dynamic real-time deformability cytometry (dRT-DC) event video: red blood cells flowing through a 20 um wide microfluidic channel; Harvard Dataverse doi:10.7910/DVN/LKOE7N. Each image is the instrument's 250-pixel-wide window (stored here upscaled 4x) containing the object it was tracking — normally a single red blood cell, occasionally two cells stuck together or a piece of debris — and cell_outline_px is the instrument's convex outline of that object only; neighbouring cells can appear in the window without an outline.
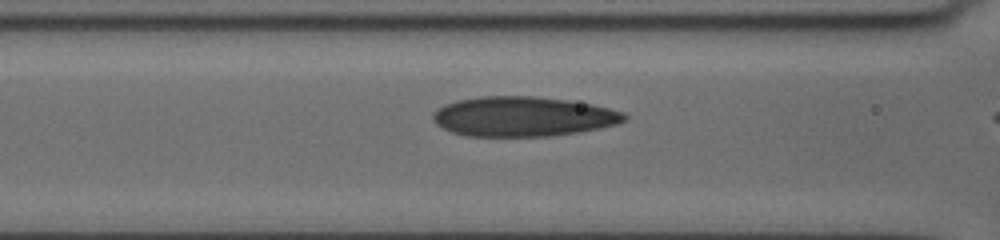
{"species": "human", "species_latin": "Homo sapiens", "temperature_condition": "cold", "stored_images_in_passage": 36, "camera_frame_rate_fps": 3000, "um_per_image_px": 0.085, "donor": {"sex": "female"}, "frame": {"image": 1, "passage_image": 11, "time_ms": 3.333, "image_size_px": [1000, 240], "cell_outline_px": [[628, 120], [620, 124], [600, 128], [552, 136], [464, 136], [452, 132], [436, 124], [432, 120], [432, 116], [444, 104], [456, 100], [480, 96], [532, 96], [568, 100], [592, 104], [624, 112], [628, 116]], "centroid_in_image_um": [44.49, 9.9], "position_along_channel_um": 122.1, "area_um2": 44.56}}
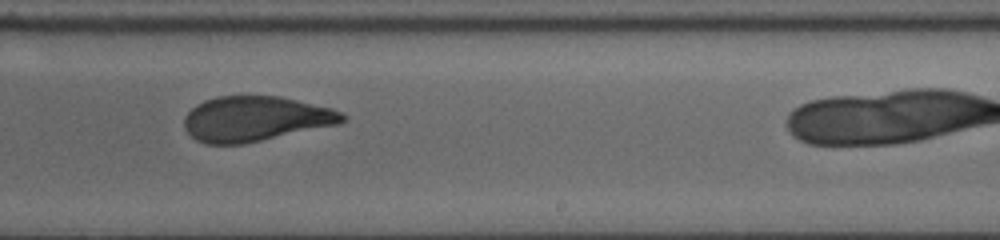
{"frame": {"image": 2, "passage_image": 23, "time_ms": 7.333, "image_size_px": [1000, 240], "cell_outline_px": [[348, 116], [340, 124], [244, 144], [204, 144], [196, 140], [184, 128], [184, 116], [196, 104], [204, 100], [216, 96], [280, 96], [332, 108]], "centroid_in_image_um": [21.7, 10.1], "position_along_channel_um": 267.3, "area_um2": 41.73}}
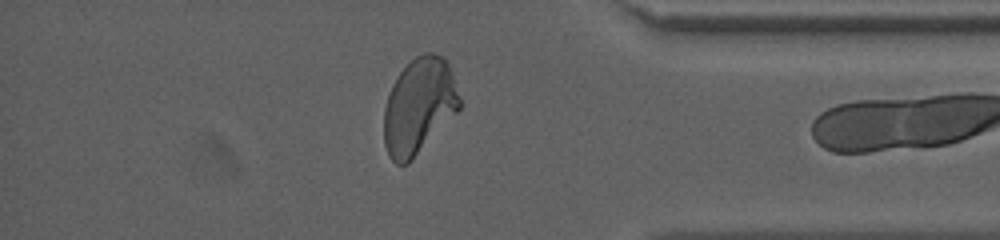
{"frame": {"image": 3, "passage_image": 35, "time_ms": 11.333, "image_size_px": [1000, 240], "cell_outline_px": [[460, 108], [412, 160], [408, 164], [396, 164], [388, 156], [384, 144], [384, 108], [392, 84], [400, 72], [416, 56], [424, 52], [432, 52], [444, 56], [448, 60], [452, 72], [460, 100]], "centroid_in_image_um": [35.6, 9.01], "position_along_channel_um": 399.6, "area_um2": 42.14}}